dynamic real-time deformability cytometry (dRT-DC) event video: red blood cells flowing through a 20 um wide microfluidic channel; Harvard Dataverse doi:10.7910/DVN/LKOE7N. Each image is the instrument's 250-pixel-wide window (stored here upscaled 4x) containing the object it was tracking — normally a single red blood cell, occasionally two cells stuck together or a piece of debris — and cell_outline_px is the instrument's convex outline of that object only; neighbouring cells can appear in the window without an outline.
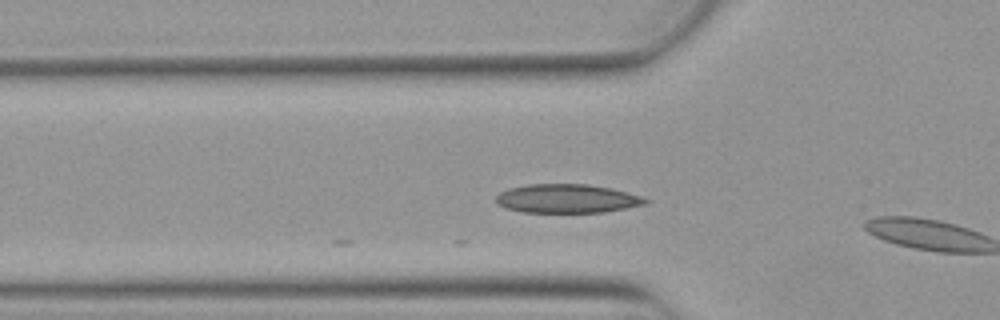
{"species": "Egyptian fruit bat (a non-hibernating species)", "species_latin": "Rousettus aegyptiacus", "temperature_condition": "warm", "stored_images_in_passage": 4, "camera_frame_rate_fps": 3000, "um_per_image_px": 0.085, "animal": {"sex": "female"}, "frame": {"image": 1, "passage_image": 3, "time_ms": 0.667, "image_size_px": [1000, 320], "cell_outline_px": [[648, 204], [604, 212], [524, 212], [504, 208], [496, 204], [496, 196], [500, 192], [508, 188], [528, 184], [588, 184], [612, 188], [628, 192], [640, 196], [648, 200]], "centroid_in_image_um": [48.18, 16.88], "position_along_channel_um": 77.6, "area_um2": 25.2}}